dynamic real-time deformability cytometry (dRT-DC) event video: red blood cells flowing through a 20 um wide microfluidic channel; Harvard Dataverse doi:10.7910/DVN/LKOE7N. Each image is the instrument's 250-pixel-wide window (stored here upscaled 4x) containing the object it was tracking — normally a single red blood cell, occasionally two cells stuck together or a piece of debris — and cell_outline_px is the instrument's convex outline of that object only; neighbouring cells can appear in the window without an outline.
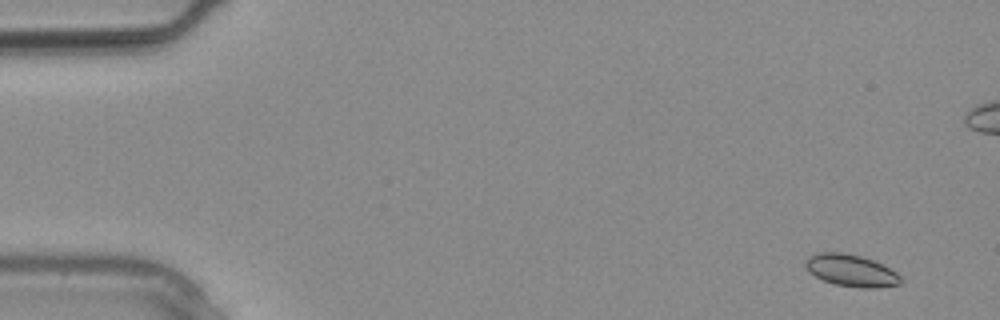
{"species": "common noctule bat (a hibernating species)", "species_latin": "Nyctalus noctula", "temperature_condition": "warm", "stored_images_in_passage": 4, "camera_frame_rate_fps": 3000, "um_per_image_px": 0.085, "animal": {"sex": "male", "body_mass_g": 20.4}, "frame": {"image": 1, "passage_image": 1, "time_ms": 0.0, "image_size_px": [1000, 320], "cell_outline_px": [[900, 284], [876, 288], [860, 288], [836, 284], [824, 280], [816, 276], [804, 264], [804, 260], [808, 256], [816, 252], [844, 252], [860, 256], [872, 260], [896, 272], [900, 276]], "centroid_in_image_um": [72.32, 22.98], "position_along_channel_um": 12.7, "area_um2": 17.51}}